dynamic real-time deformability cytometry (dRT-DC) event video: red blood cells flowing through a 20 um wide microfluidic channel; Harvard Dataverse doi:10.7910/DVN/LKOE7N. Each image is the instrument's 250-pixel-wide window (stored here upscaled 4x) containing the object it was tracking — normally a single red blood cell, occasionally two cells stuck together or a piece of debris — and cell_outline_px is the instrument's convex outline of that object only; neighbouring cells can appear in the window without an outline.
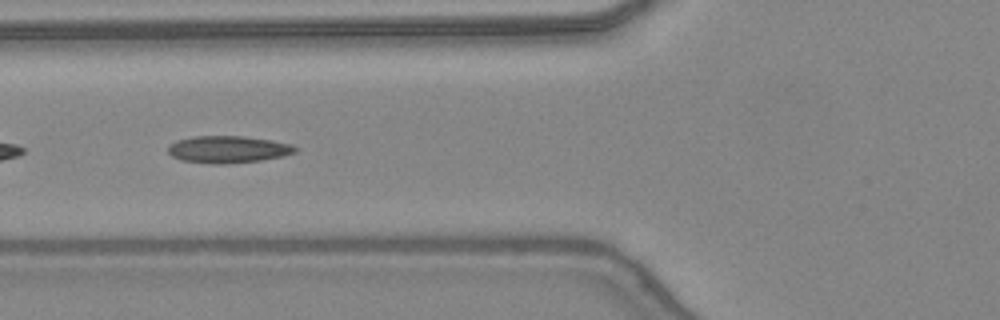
{"species": "common noctule bat (a hibernating species)", "species_latin": "Nyctalus noctula", "temperature_condition": "warm", "stored_images_in_passage": 22, "camera_frame_rate_fps": 3000, "um_per_image_px": 0.085, "animal": {"sex": "female", "body_mass_g": 24.6, "forearm_length_mm": 56.2}, "frame": {"image": 1, "passage_image": 19, "time_ms": 6.0, "image_size_px": [1000, 320], "cell_outline_px": [[296, 152], [284, 156], [260, 160], [224, 164], [212, 164], [180, 160], [172, 156], [168, 152], [168, 144], [176, 140], [192, 136], [244, 136], [272, 140], [292, 144], [296, 148]], "centroid_in_image_um": [19.35, 12.69], "position_along_channel_um": 106.4, "area_um2": 20.23}}